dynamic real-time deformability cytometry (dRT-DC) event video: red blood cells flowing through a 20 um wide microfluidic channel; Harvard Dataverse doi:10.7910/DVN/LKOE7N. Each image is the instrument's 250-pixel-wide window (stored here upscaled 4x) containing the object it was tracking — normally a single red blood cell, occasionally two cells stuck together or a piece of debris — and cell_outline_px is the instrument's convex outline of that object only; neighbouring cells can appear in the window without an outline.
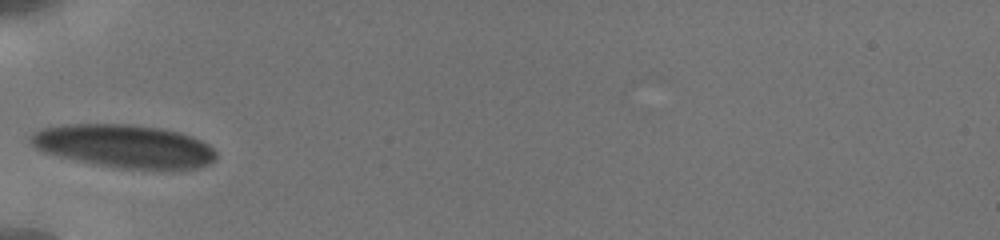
{"species": "human", "species_latin": "Homo sapiens", "temperature_condition": "cold", "stored_images_in_passage": 7, "camera_frame_rate_fps": 3000, "um_per_image_px": 0.085, "donor": {"sex": "male"}, "frame": {"image": 1, "passage_image": 1, "time_ms": 0.0, "image_size_px": [1000, 240], "cell_outline_px": [[216, 160], [212, 164], [200, 168], [120, 168], [76, 160], [44, 152], [36, 148], [32, 144], [32, 136], [40, 128], [64, 124], [132, 124], [164, 128], [180, 132], [192, 136], [208, 144], [216, 152]], "centroid_in_image_um": [10.62, 12.4], "position_along_channel_um": 74.4, "area_um2": 46.36}}
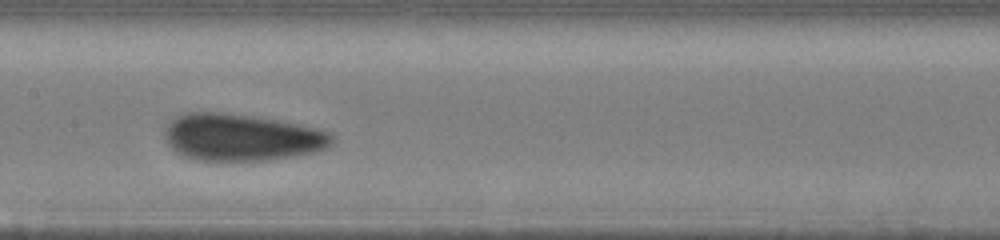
{"frame": {"image": 2, "passage_image": 4, "time_ms": 3.0, "image_size_px": [1000, 240], "cell_outline_px": [[336, 136], [332, 144], [324, 148], [312, 152], [292, 156], [264, 160], [200, 160], [184, 156], [176, 152], [164, 140], [164, 124], [176, 116], [184, 112], [220, 112], [252, 116], [300, 124], [320, 128], [332, 132]], "centroid_in_image_um": [20.51, 11.65], "position_along_channel_um": 186.9, "area_um2": 46.07}}
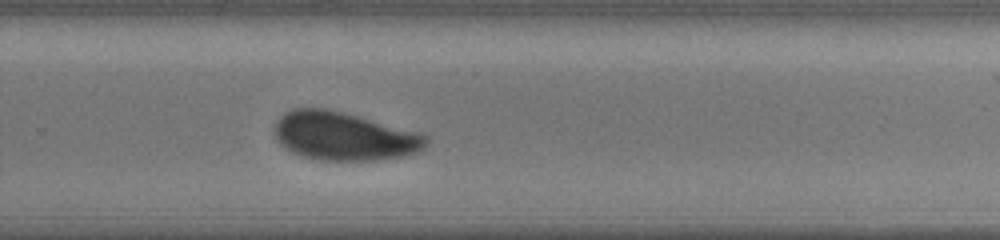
{"frame": {"image": 3, "passage_image": 7, "time_ms": 6.0, "image_size_px": [1000, 240], "cell_outline_px": [[428, 144], [424, 148], [416, 152], [404, 156], [380, 160], [320, 160], [304, 156], [292, 152], [284, 148], [276, 140], [276, 120], [284, 112], [292, 108], [328, 108], [424, 132], [428, 136]], "centroid_in_image_um": [29.29, 11.56], "position_along_channel_um": 300.5, "area_um2": 43.35}}